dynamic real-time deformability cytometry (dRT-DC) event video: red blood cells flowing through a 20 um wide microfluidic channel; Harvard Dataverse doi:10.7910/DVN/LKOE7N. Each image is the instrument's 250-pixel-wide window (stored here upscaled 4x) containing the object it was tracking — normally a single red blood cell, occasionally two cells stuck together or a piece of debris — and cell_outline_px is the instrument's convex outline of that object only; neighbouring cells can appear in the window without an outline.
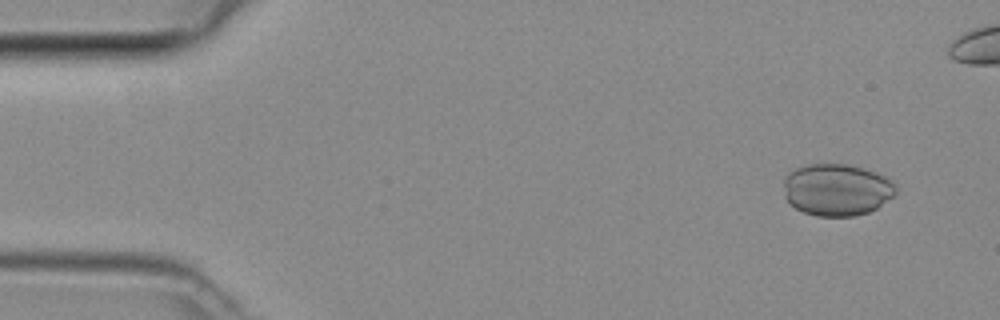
{"species": "common noctule bat (a hibernating species)", "species_latin": "Nyctalus noctula", "temperature_condition": "room temperature", "stored_images_in_passage": 43, "camera_frame_rate_fps": 3000, "um_per_image_px": 0.085, "animal": {"sex": "female", "body_mass_g": 29.2, "forearm_length_mm": 56.3}, "frame": {"image": 1, "passage_image": 4, "time_ms": 1.0, "image_size_px": [1000, 320], "cell_outline_px": [[896, 192], [892, 196], [876, 208], [868, 212], [856, 216], [816, 216], [804, 212], [796, 208], [784, 196], [784, 180], [788, 172], [796, 168], [812, 164], [848, 164], [864, 168], [876, 172], [892, 180], [896, 184]], "centroid_in_image_um": [71.13, 16.12], "position_along_channel_um": 13.9, "area_um2": 33.99}}
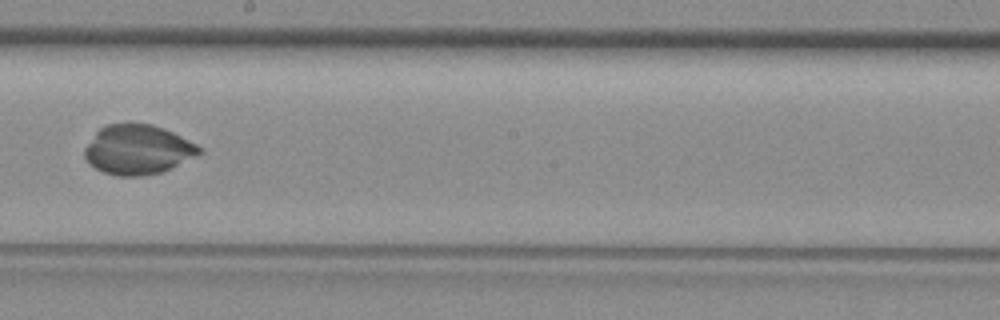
{"frame": {"image": 2, "passage_image": 27, "time_ms": 8.667, "image_size_px": [1000, 320], "cell_outline_px": [[204, 152], [164, 172], [144, 176], [116, 176], [104, 172], [96, 168], [84, 156], [84, 148], [96, 132], [100, 128], [108, 124], [152, 124], [164, 128], [204, 148]], "centroid_in_image_um": [11.75, 12.73], "position_along_channel_um": 236.5, "area_um2": 33.12}}
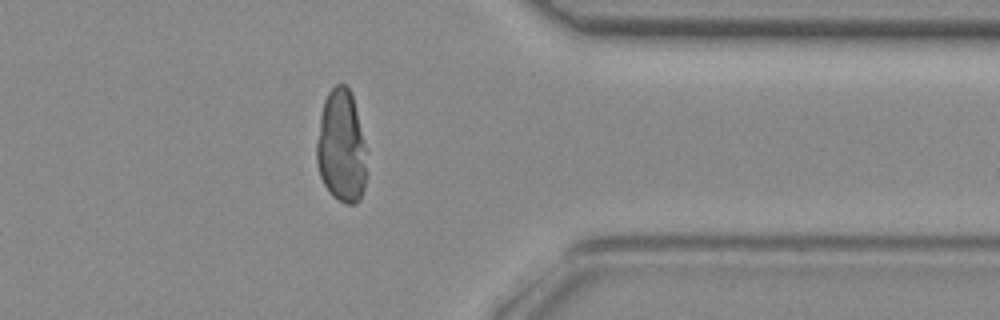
{"frame": {"image": 3, "passage_image": 38, "time_ms": 12.333, "image_size_px": [1000, 320], "cell_outline_px": [[368, 176], [360, 200], [356, 204], [348, 204], [332, 196], [324, 184], [320, 176], [316, 160], [316, 144], [320, 116], [324, 100], [328, 92], [336, 84], [344, 84], [352, 92], [364, 144], [368, 172]], "centroid_in_image_um": [29.02, 12.49], "position_along_channel_um": 382.4, "area_um2": 33.18}}